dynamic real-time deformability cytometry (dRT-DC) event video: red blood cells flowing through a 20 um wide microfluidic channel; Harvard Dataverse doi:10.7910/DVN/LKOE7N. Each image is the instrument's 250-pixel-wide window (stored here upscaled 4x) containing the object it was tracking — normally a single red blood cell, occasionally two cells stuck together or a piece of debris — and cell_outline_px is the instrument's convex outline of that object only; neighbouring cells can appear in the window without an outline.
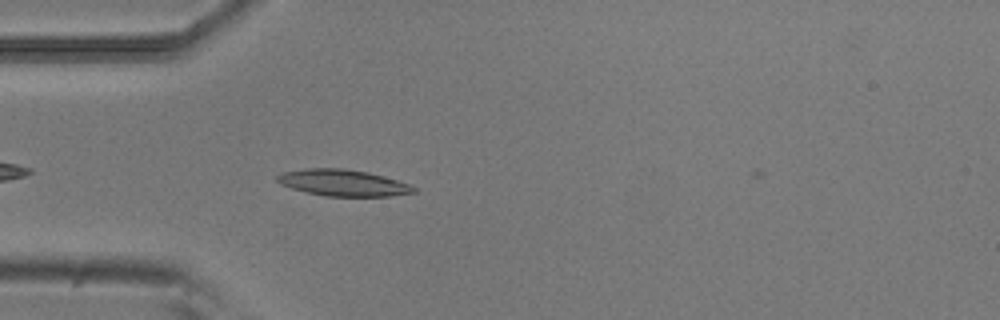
{"species": "common noctule bat (a hibernating species)", "species_latin": "Nyctalus noctula", "temperature_condition": "room temperature", "stored_images_in_passage": 5, "camera_frame_rate_fps": 3000, "um_per_image_px": 0.085, "animal": {"sex": "male", "body_mass_g": 20.5, "forearm_length_mm": 52.5}, "frame": {"image": 1, "passage_image": 4, "time_ms": 1.0, "image_size_px": [1000, 320], "cell_outline_px": [[416, 192], [388, 196], [324, 196], [304, 192], [280, 184], [276, 180], [276, 176], [284, 172], [304, 168], [344, 168], [368, 172], [384, 176], [408, 184], [416, 188]], "centroid_in_image_um": [29.12, 15.53], "position_along_channel_um": 55.9, "area_um2": 21.04}}